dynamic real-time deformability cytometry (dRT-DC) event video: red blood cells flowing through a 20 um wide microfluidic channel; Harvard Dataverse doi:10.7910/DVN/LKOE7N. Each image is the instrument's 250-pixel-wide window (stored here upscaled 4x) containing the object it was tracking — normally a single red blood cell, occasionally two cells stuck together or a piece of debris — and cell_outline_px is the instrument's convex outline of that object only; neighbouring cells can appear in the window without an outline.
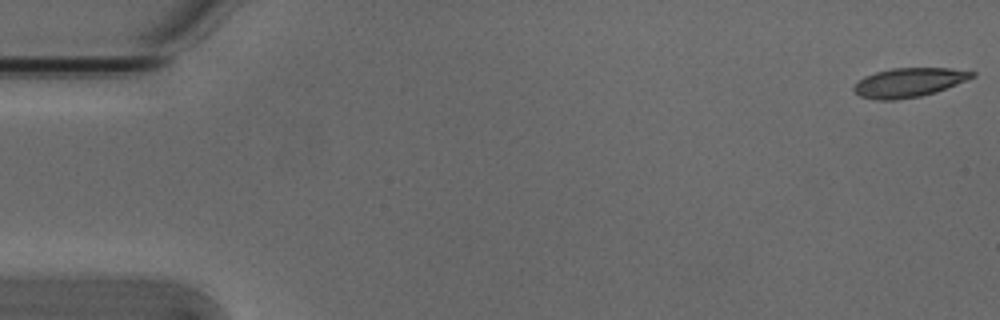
{"species": "Egyptian fruit bat (a non-hibernating species)", "species_latin": "Rousettus aegyptiacus", "temperature_condition": "cold", "stored_images_in_passage": 5, "camera_frame_rate_fps": 3000, "um_per_image_px": 0.085, "animal": {"sex": "male"}, "frame": {"image": 1, "passage_image": 1, "time_ms": 0.0, "image_size_px": [1000, 320], "cell_outline_px": [[976, 76], [936, 92], [920, 96], [892, 100], [876, 100], [860, 96], [852, 88], [864, 76], [876, 72], [892, 68], [948, 68], [976, 72]], "centroid_in_image_um": [77.26, 7.01], "position_along_channel_um": 7.7, "area_um2": 19.88}}
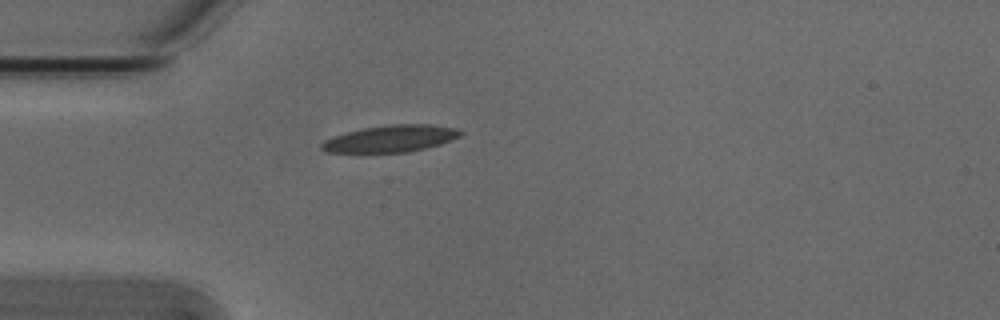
{"frame": {"image": 2, "passage_image": 5, "time_ms": 1.333, "image_size_px": [1000, 320], "cell_outline_px": [[464, 132], [460, 136], [452, 140], [440, 144], [408, 152], [324, 152], [320, 148], [320, 144], [324, 140], [332, 136], [360, 128], [392, 124], [428, 124], [456, 128]], "centroid_in_image_um": [33.18, 11.77], "position_along_channel_um": 51.8, "area_um2": 21.79}}